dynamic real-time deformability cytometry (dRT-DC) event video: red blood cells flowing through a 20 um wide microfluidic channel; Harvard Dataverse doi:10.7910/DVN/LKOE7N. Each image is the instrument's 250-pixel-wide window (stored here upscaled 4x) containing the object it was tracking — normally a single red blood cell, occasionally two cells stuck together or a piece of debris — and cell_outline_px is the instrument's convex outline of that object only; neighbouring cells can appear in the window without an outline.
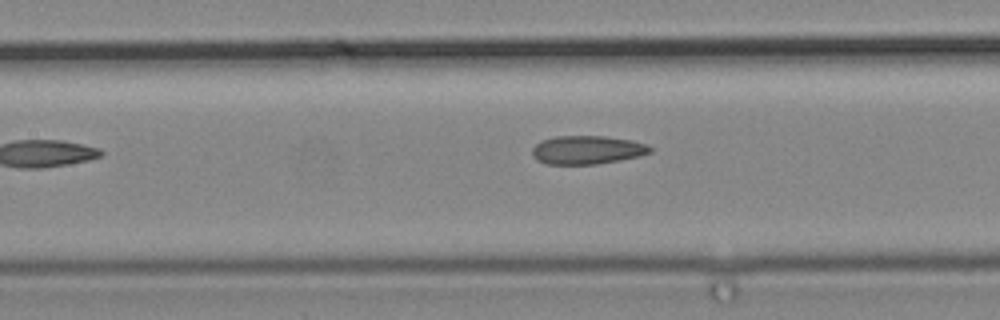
{"species": "common noctule bat (a hibernating species)", "species_latin": "Nyctalus noctula", "temperature_condition": "cold", "stored_images_in_passage": 5, "camera_frame_rate_fps": 3000, "um_per_image_px": 0.085, "animal": {"sex": "male", "body_mass_g": 19.2, "forearm_length_mm": 51.8}, "frame": {"image": 1, "passage_image": 5, "time_ms": 1.333, "image_size_px": [1000, 320], "cell_outline_px": [[652, 152], [640, 156], [620, 160], [596, 164], [544, 164], [536, 160], [532, 156], [532, 148], [540, 140], [556, 136], [604, 136], [632, 140], [648, 144], [652, 148]], "centroid_in_image_um": [49.9, 12.74], "position_along_channel_um": 157.5, "area_um2": 19.83}}